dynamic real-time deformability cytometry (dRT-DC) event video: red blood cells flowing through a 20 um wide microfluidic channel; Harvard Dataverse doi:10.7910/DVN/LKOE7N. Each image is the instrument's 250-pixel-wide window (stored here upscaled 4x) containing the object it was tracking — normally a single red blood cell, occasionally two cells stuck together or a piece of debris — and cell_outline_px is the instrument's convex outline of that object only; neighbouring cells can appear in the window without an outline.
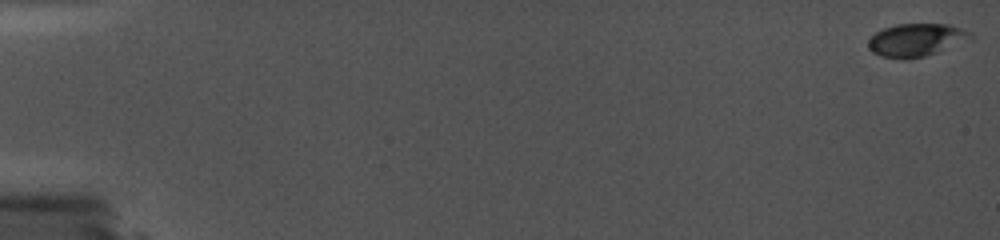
{"species": "common noctule bat (a hibernating species)", "species_latin": "Nyctalus noctula", "temperature_condition": "cold", "stored_images_in_passage": 78, "camera_frame_rate_fps": 5000, "um_per_image_px": 0.085, "animal": {"sex": "female", "body_mass_g": 19.0, "forearm_length_mm": 56.7}, "frame": {"image": 1, "passage_image": 1, "time_ms": 0.0, "image_size_px": [1000, 240], "cell_outline_px": [[972, 40], [924, 56], [880, 56], [872, 52], [868, 48], [868, 40], [876, 32], [884, 28], [896, 24], [948, 24], [972, 32]], "centroid_in_image_um": [77.92, 3.35], "position_along_channel_um": 7.1, "area_um2": 19.07}}
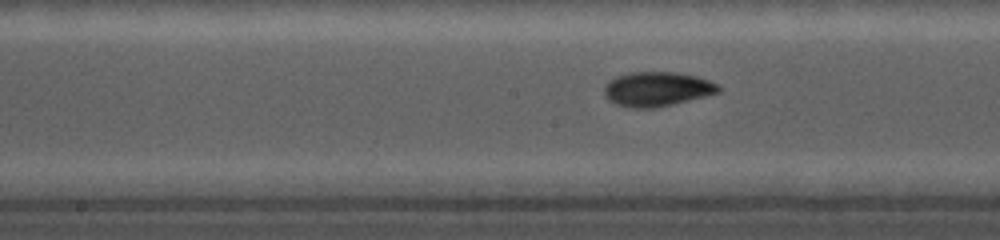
{"frame": {"image": 2, "passage_image": 50, "time_ms": 9.8, "image_size_px": [1000, 240], "cell_outline_px": [[720, 92], [656, 108], [632, 108], [616, 104], [608, 100], [604, 96], [604, 88], [608, 80], [616, 76], [632, 72], [676, 72], [696, 76], [720, 84]], "centroid_in_image_um": [55.82, 7.57], "position_along_channel_um": 192.4, "area_um2": 23.0}}
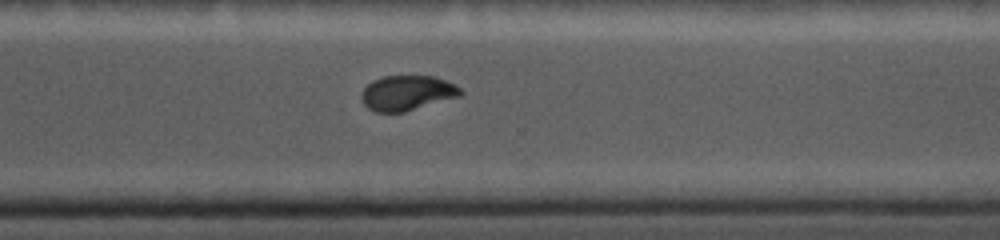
{"frame": {"image": 3, "passage_image": 69, "time_ms": 13.6, "image_size_px": [1000, 240], "cell_outline_px": [[464, 92], [460, 96], [404, 112], [376, 112], [368, 108], [364, 104], [360, 96], [364, 88], [372, 80], [384, 76], [432, 76], [444, 80], [460, 88]], "centroid_in_image_um": [34.58, 7.9], "position_along_channel_um": 336.0, "area_um2": 20.06}}